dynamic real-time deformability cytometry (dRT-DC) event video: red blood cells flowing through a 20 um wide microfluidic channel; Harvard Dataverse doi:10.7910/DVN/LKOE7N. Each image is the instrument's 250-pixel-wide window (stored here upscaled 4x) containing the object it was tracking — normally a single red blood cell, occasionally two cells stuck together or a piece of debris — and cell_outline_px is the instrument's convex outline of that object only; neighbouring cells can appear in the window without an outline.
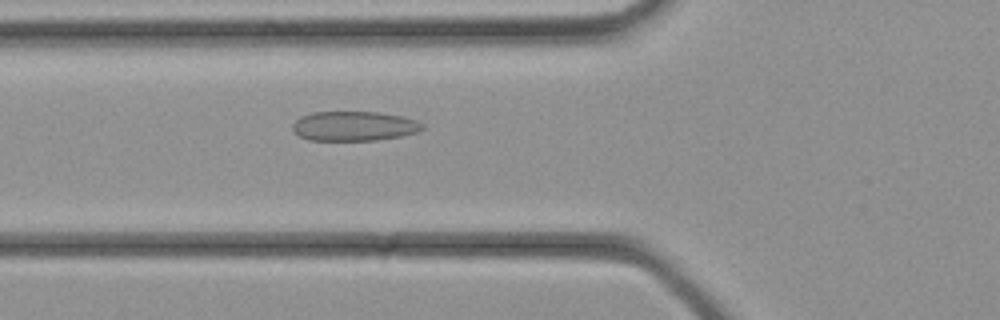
{"species": "common noctule bat (a hibernating species)", "species_latin": "Nyctalus noctula", "temperature_condition": "cold", "stored_images_in_passage": 21, "camera_frame_rate_fps": 3000, "um_per_image_px": 0.085, "animal": {"sex": "female", "body_mass_g": 21.9}, "frame": {"image": 1, "passage_image": 2, "time_ms": 0.333, "image_size_px": [1000, 320], "cell_outline_px": [[424, 128], [416, 132], [400, 136], [376, 140], [308, 140], [292, 132], [292, 124], [300, 116], [312, 112], [380, 112], [400, 116], [416, 120], [424, 124]], "centroid_in_image_um": [30.06, 10.71], "position_along_channel_um": 95.7, "area_um2": 22.43}}
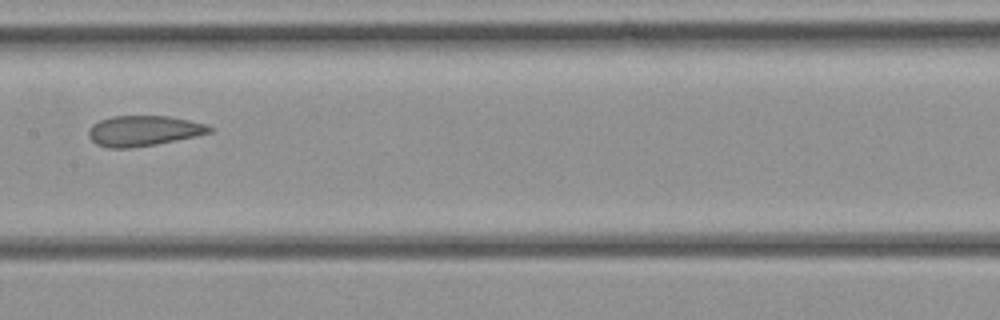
{"frame": {"image": 2, "passage_image": 7, "time_ms": 2.0, "image_size_px": [1000, 320], "cell_outline_px": [[212, 132], [196, 136], [156, 144], [128, 148], [108, 148], [96, 144], [88, 136], [88, 128], [92, 124], [100, 120], [112, 116], [168, 116], [208, 124], [212, 128]], "centroid_in_image_um": [12.18, 11.11], "position_along_channel_um": 195.2, "area_um2": 21.44}}
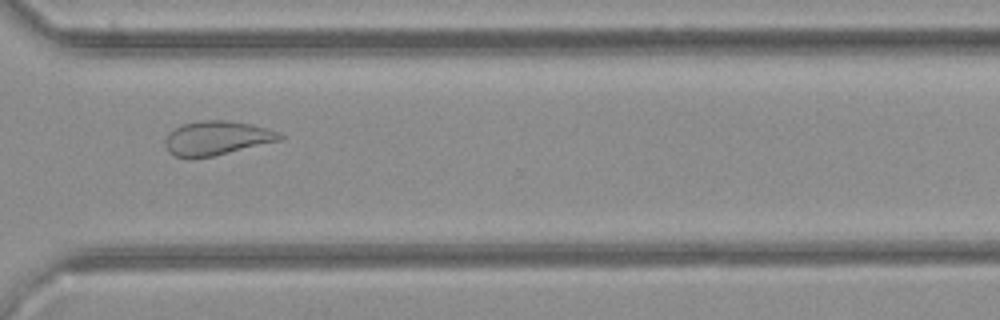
{"frame": {"image": 3, "passage_image": 15, "time_ms": 4.667, "image_size_px": [1000, 320], "cell_outline_px": [[284, 136], [280, 140], [212, 156], [192, 160], [176, 156], [168, 152], [164, 144], [164, 140], [168, 132], [180, 124], [200, 120], [228, 120], [252, 124], [280, 132]], "centroid_in_image_um": [18.35, 11.74], "position_along_channel_um": 352.2, "area_um2": 23.12}}